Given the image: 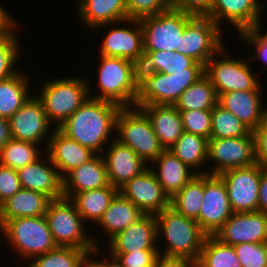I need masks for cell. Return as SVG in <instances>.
<instances>
[{
  "mask_svg": "<svg viewBox=\"0 0 267 267\" xmlns=\"http://www.w3.org/2000/svg\"><path fill=\"white\" fill-rule=\"evenodd\" d=\"M262 165L227 170L218 175L225 183L234 212L258 211V196Z\"/></svg>",
  "mask_w": 267,
  "mask_h": 267,
  "instance_id": "obj_13",
  "label": "cell"
},
{
  "mask_svg": "<svg viewBox=\"0 0 267 267\" xmlns=\"http://www.w3.org/2000/svg\"><path fill=\"white\" fill-rule=\"evenodd\" d=\"M50 201L43 193L21 188L0 205V227L10 219L45 216Z\"/></svg>",
  "mask_w": 267,
  "mask_h": 267,
  "instance_id": "obj_29",
  "label": "cell"
},
{
  "mask_svg": "<svg viewBox=\"0 0 267 267\" xmlns=\"http://www.w3.org/2000/svg\"><path fill=\"white\" fill-rule=\"evenodd\" d=\"M196 61L189 56L176 51H144L137 63V73L185 71Z\"/></svg>",
  "mask_w": 267,
  "mask_h": 267,
  "instance_id": "obj_33",
  "label": "cell"
},
{
  "mask_svg": "<svg viewBox=\"0 0 267 267\" xmlns=\"http://www.w3.org/2000/svg\"><path fill=\"white\" fill-rule=\"evenodd\" d=\"M197 267H242L234 247L207 235L197 261Z\"/></svg>",
  "mask_w": 267,
  "mask_h": 267,
  "instance_id": "obj_38",
  "label": "cell"
},
{
  "mask_svg": "<svg viewBox=\"0 0 267 267\" xmlns=\"http://www.w3.org/2000/svg\"><path fill=\"white\" fill-rule=\"evenodd\" d=\"M144 215L137 206L118 192L96 225L106 233V242H108Z\"/></svg>",
  "mask_w": 267,
  "mask_h": 267,
  "instance_id": "obj_30",
  "label": "cell"
},
{
  "mask_svg": "<svg viewBox=\"0 0 267 267\" xmlns=\"http://www.w3.org/2000/svg\"><path fill=\"white\" fill-rule=\"evenodd\" d=\"M207 148L208 139L184 131L170 151L197 174H207Z\"/></svg>",
  "mask_w": 267,
  "mask_h": 267,
  "instance_id": "obj_34",
  "label": "cell"
},
{
  "mask_svg": "<svg viewBox=\"0 0 267 267\" xmlns=\"http://www.w3.org/2000/svg\"><path fill=\"white\" fill-rule=\"evenodd\" d=\"M183 130L194 135L211 138L212 110L179 111Z\"/></svg>",
  "mask_w": 267,
  "mask_h": 267,
  "instance_id": "obj_42",
  "label": "cell"
},
{
  "mask_svg": "<svg viewBox=\"0 0 267 267\" xmlns=\"http://www.w3.org/2000/svg\"><path fill=\"white\" fill-rule=\"evenodd\" d=\"M124 23L127 26L130 25L127 27ZM114 24L115 26H121L109 28L101 41L102 43H100L99 54L107 57L125 58L137 64L144 52L143 31L140 20L128 18Z\"/></svg>",
  "mask_w": 267,
  "mask_h": 267,
  "instance_id": "obj_16",
  "label": "cell"
},
{
  "mask_svg": "<svg viewBox=\"0 0 267 267\" xmlns=\"http://www.w3.org/2000/svg\"><path fill=\"white\" fill-rule=\"evenodd\" d=\"M155 215H144L136 223L112 237L107 245L108 253H130L139 250H158Z\"/></svg>",
  "mask_w": 267,
  "mask_h": 267,
  "instance_id": "obj_22",
  "label": "cell"
},
{
  "mask_svg": "<svg viewBox=\"0 0 267 267\" xmlns=\"http://www.w3.org/2000/svg\"><path fill=\"white\" fill-rule=\"evenodd\" d=\"M18 174L21 188L43 193L51 200L63 197V178L46 152Z\"/></svg>",
  "mask_w": 267,
  "mask_h": 267,
  "instance_id": "obj_21",
  "label": "cell"
},
{
  "mask_svg": "<svg viewBox=\"0 0 267 267\" xmlns=\"http://www.w3.org/2000/svg\"><path fill=\"white\" fill-rule=\"evenodd\" d=\"M194 15L168 9L154 16L142 18L144 51H176L186 24Z\"/></svg>",
  "mask_w": 267,
  "mask_h": 267,
  "instance_id": "obj_10",
  "label": "cell"
},
{
  "mask_svg": "<svg viewBox=\"0 0 267 267\" xmlns=\"http://www.w3.org/2000/svg\"><path fill=\"white\" fill-rule=\"evenodd\" d=\"M234 213L224 181L218 175L204 174V195L199 225L207 235H214Z\"/></svg>",
  "mask_w": 267,
  "mask_h": 267,
  "instance_id": "obj_15",
  "label": "cell"
},
{
  "mask_svg": "<svg viewBox=\"0 0 267 267\" xmlns=\"http://www.w3.org/2000/svg\"><path fill=\"white\" fill-rule=\"evenodd\" d=\"M20 189L18 171L0 164V205Z\"/></svg>",
  "mask_w": 267,
  "mask_h": 267,
  "instance_id": "obj_46",
  "label": "cell"
},
{
  "mask_svg": "<svg viewBox=\"0 0 267 267\" xmlns=\"http://www.w3.org/2000/svg\"><path fill=\"white\" fill-rule=\"evenodd\" d=\"M222 29L207 16H194L185 26L180 48L176 52L191 57L203 65L225 44Z\"/></svg>",
  "mask_w": 267,
  "mask_h": 267,
  "instance_id": "obj_11",
  "label": "cell"
},
{
  "mask_svg": "<svg viewBox=\"0 0 267 267\" xmlns=\"http://www.w3.org/2000/svg\"><path fill=\"white\" fill-rule=\"evenodd\" d=\"M108 145V149L106 148L102 155L106 163L109 183L118 190L149 168V165L129 146L115 138Z\"/></svg>",
  "mask_w": 267,
  "mask_h": 267,
  "instance_id": "obj_20",
  "label": "cell"
},
{
  "mask_svg": "<svg viewBox=\"0 0 267 267\" xmlns=\"http://www.w3.org/2000/svg\"><path fill=\"white\" fill-rule=\"evenodd\" d=\"M0 233L9 247L16 251L20 261L29 262L58 247L45 216L10 219L0 227Z\"/></svg>",
  "mask_w": 267,
  "mask_h": 267,
  "instance_id": "obj_7",
  "label": "cell"
},
{
  "mask_svg": "<svg viewBox=\"0 0 267 267\" xmlns=\"http://www.w3.org/2000/svg\"><path fill=\"white\" fill-rule=\"evenodd\" d=\"M129 19L141 20L171 9V0H126Z\"/></svg>",
  "mask_w": 267,
  "mask_h": 267,
  "instance_id": "obj_44",
  "label": "cell"
},
{
  "mask_svg": "<svg viewBox=\"0 0 267 267\" xmlns=\"http://www.w3.org/2000/svg\"><path fill=\"white\" fill-rule=\"evenodd\" d=\"M154 267H197V261L185 257L158 255Z\"/></svg>",
  "mask_w": 267,
  "mask_h": 267,
  "instance_id": "obj_50",
  "label": "cell"
},
{
  "mask_svg": "<svg viewBox=\"0 0 267 267\" xmlns=\"http://www.w3.org/2000/svg\"><path fill=\"white\" fill-rule=\"evenodd\" d=\"M18 21L11 14H9L8 10L3 8L0 3V36L7 35L11 33L15 28H19Z\"/></svg>",
  "mask_w": 267,
  "mask_h": 267,
  "instance_id": "obj_51",
  "label": "cell"
},
{
  "mask_svg": "<svg viewBox=\"0 0 267 267\" xmlns=\"http://www.w3.org/2000/svg\"><path fill=\"white\" fill-rule=\"evenodd\" d=\"M140 108L149 117L161 146L170 150L184 132L178 109L174 105H142Z\"/></svg>",
  "mask_w": 267,
  "mask_h": 267,
  "instance_id": "obj_28",
  "label": "cell"
},
{
  "mask_svg": "<svg viewBox=\"0 0 267 267\" xmlns=\"http://www.w3.org/2000/svg\"><path fill=\"white\" fill-rule=\"evenodd\" d=\"M260 0H213L207 17L221 29L228 23L234 27L237 35L244 30L254 28L261 22L262 12L267 9Z\"/></svg>",
  "mask_w": 267,
  "mask_h": 267,
  "instance_id": "obj_19",
  "label": "cell"
},
{
  "mask_svg": "<svg viewBox=\"0 0 267 267\" xmlns=\"http://www.w3.org/2000/svg\"><path fill=\"white\" fill-rule=\"evenodd\" d=\"M203 195L204 174H197L170 199V207L177 213L199 223Z\"/></svg>",
  "mask_w": 267,
  "mask_h": 267,
  "instance_id": "obj_35",
  "label": "cell"
},
{
  "mask_svg": "<svg viewBox=\"0 0 267 267\" xmlns=\"http://www.w3.org/2000/svg\"><path fill=\"white\" fill-rule=\"evenodd\" d=\"M258 211L267 215V167H262L258 196Z\"/></svg>",
  "mask_w": 267,
  "mask_h": 267,
  "instance_id": "obj_52",
  "label": "cell"
},
{
  "mask_svg": "<svg viewBox=\"0 0 267 267\" xmlns=\"http://www.w3.org/2000/svg\"><path fill=\"white\" fill-rule=\"evenodd\" d=\"M45 218L57 246L75 247L88 254L95 247H100L98 237L86 233V224L69 198L51 200Z\"/></svg>",
  "mask_w": 267,
  "mask_h": 267,
  "instance_id": "obj_6",
  "label": "cell"
},
{
  "mask_svg": "<svg viewBox=\"0 0 267 267\" xmlns=\"http://www.w3.org/2000/svg\"><path fill=\"white\" fill-rule=\"evenodd\" d=\"M227 51L228 48L223 46L205 65V75L214 86L217 97L233 91L262 90L261 79L251 69V60L231 57Z\"/></svg>",
  "mask_w": 267,
  "mask_h": 267,
  "instance_id": "obj_9",
  "label": "cell"
},
{
  "mask_svg": "<svg viewBox=\"0 0 267 267\" xmlns=\"http://www.w3.org/2000/svg\"><path fill=\"white\" fill-rule=\"evenodd\" d=\"M12 138L35 144H42L46 150L54 127L46 116L41 101L36 94L23 104L9 119ZM51 127V128H50ZM51 130V131H50ZM48 137V138H47ZM44 139L47 141L43 142ZM44 146V147H43Z\"/></svg>",
  "mask_w": 267,
  "mask_h": 267,
  "instance_id": "obj_14",
  "label": "cell"
},
{
  "mask_svg": "<svg viewBox=\"0 0 267 267\" xmlns=\"http://www.w3.org/2000/svg\"><path fill=\"white\" fill-rule=\"evenodd\" d=\"M85 78L58 77L48 79L39 94L36 95L41 101L48 120L55 128H59L78 108L89 99V85ZM56 124H54L55 122Z\"/></svg>",
  "mask_w": 267,
  "mask_h": 267,
  "instance_id": "obj_5",
  "label": "cell"
},
{
  "mask_svg": "<svg viewBox=\"0 0 267 267\" xmlns=\"http://www.w3.org/2000/svg\"><path fill=\"white\" fill-rule=\"evenodd\" d=\"M12 138L9 121L0 117V149Z\"/></svg>",
  "mask_w": 267,
  "mask_h": 267,
  "instance_id": "obj_54",
  "label": "cell"
},
{
  "mask_svg": "<svg viewBox=\"0 0 267 267\" xmlns=\"http://www.w3.org/2000/svg\"><path fill=\"white\" fill-rule=\"evenodd\" d=\"M205 75V65L195 62L185 71L137 73L134 107L142 105H175L181 94Z\"/></svg>",
  "mask_w": 267,
  "mask_h": 267,
  "instance_id": "obj_3",
  "label": "cell"
},
{
  "mask_svg": "<svg viewBox=\"0 0 267 267\" xmlns=\"http://www.w3.org/2000/svg\"><path fill=\"white\" fill-rule=\"evenodd\" d=\"M214 236L231 246L267 242V215L262 211L234 212Z\"/></svg>",
  "mask_w": 267,
  "mask_h": 267,
  "instance_id": "obj_17",
  "label": "cell"
},
{
  "mask_svg": "<svg viewBox=\"0 0 267 267\" xmlns=\"http://www.w3.org/2000/svg\"><path fill=\"white\" fill-rule=\"evenodd\" d=\"M45 152L58 169L62 178L71 170L81 166L96 155L91 149L68 138L58 128L53 129Z\"/></svg>",
  "mask_w": 267,
  "mask_h": 267,
  "instance_id": "obj_24",
  "label": "cell"
},
{
  "mask_svg": "<svg viewBox=\"0 0 267 267\" xmlns=\"http://www.w3.org/2000/svg\"><path fill=\"white\" fill-rule=\"evenodd\" d=\"M88 256L85 250L58 246L54 250L30 259L24 267H78Z\"/></svg>",
  "mask_w": 267,
  "mask_h": 267,
  "instance_id": "obj_39",
  "label": "cell"
},
{
  "mask_svg": "<svg viewBox=\"0 0 267 267\" xmlns=\"http://www.w3.org/2000/svg\"><path fill=\"white\" fill-rule=\"evenodd\" d=\"M101 247H95L89 254V258L96 264L97 267H124L116 257H113L109 254L108 258L106 259L105 256L102 259H94L95 256H99L101 254ZM93 255V256H92ZM92 256V257H91Z\"/></svg>",
  "mask_w": 267,
  "mask_h": 267,
  "instance_id": "obj_53",
  "label": "cell"
},
{
  "mask_svg": "<svg viewBox=\"0 0 267 267\" xmlns=\"http://www.w3.org/2000/svg\"><path fill=\"white\" fill-rule=\"evenodd\" d=\"M217 103L215 88L210 79L204 75L181 94L174 106L178 111L212 110Z\"/></svg>",
  "mask_w": 267,
  "mask_h": 267,
  "instance_id": "obj_36",
  "label": "cell"
},
{
  "mask_svg": "<svg viewBox=\"0 0 267 267\" xmlns=\"http://www.w3.org/2000/svg\"><path fill=\"white\" fill-rule=\"evenodd\" d=\"M155 165L156 167H154ZM149 168L154 172L157 181L170 199L197 175L170 150H164L149 165Z\"/></svg>",
  "mask_w": 267,
  "mask_h": 267,
  "instance_id": "obj_27",
  "label": "cell"
},
{
  "mask_svg": "<svg viewBox=\"0 0 267 267\" xmlns=\"http://www.w3.org/2000/svg\"><path fill=\"white\" fill-rule=\"evenodd\" d=\"M28 74L20 70L0 81V117L9 119L33 94L29 88L32 79Z\"/></svg>",
  "mask_w": 267,
  "mask_h": 267,
  "instance_id": "obj_32",
  "label": "cell"
},
{
  "mask_svg": "<svg viewBox=\"0 0 267 267\" xmlns=\"http://www.w3.org/2000/svg\"><path fill=\"white\" fill-rule=\"evenodd\" d=\"M100 66L97 68L98 92L89 97L117 104L121 108L134 107L137 94V64L121 57L100 55Z\"/></svg>",
  "mask_w": 267,
  "mask_h": 267,
  "instance_id": "obj_4",
  "label": "cell"
},
{
  "mask_svg": "<svg viewBox=\"0 0 267 267\" xmlns=\"http://www.w3.org/2000/svg\"><path fill=\"white\" fill-rule=\"evenodd\" d=\"M106 163L102 154L71 170L63 178V197L109 186Z\"/></svg>",
  "mask_w": 267,
  "mask_h": 267,
  "instance_id": "obj_25",
  "label": "cell"
},
{
  "mask_svg": "<svg viewBox=\"0 0 267 267\" xmlns=\"http://www.w3.org/2000/svg\"><path fill=\"white\" fill-rule=\"evenodd\" d=\"M44 153L45 149L38 144L11 138L0 149V164L18 171L38 160Z\"/></svg>",
  "mask_w": 267,
  "mask_h": 267,
  "instance_id": "obj_37",
  "label": "cell"
},
{
  "mask_svg": "<svg viewBox=\"0 0 267 267\" xmlns=\"http://www.w3.org/2000/svg\"><path fill=\"white\" fill-rule=\"evenodd\" d=\"M78 18L88 29H99L128 19L126 0H77Z\"/></svg>",
  "mask_w": 267,
  "mask_h": 267,
  "instance_id": "obj_26",
  "label": "cell"
},
{
  "mask_svg": "<svg viewBox=\"0 0 267 267\" xmlns=\"http://www.w3.org/2000/svg\"><path fill=\"white\" fill-rule=\"evenodd\" d=\"M262 94V90L228 92L218 97V103L229 110L251 131H254L263 122L267 113Z\"/></svg>",
  "mask_w": 267,
  "mask_h": 267,
  "instance_id": "obj_23",
  "label": "cell"
},
{
  "mask_svg": "<svg viewBox=\"0 0 267 267\" xmlns=\"http://www.w3.org/2000/svg\"><path fill=\"white\" fill-rule=\"evenodd\" d=\"M155 218L157 245L163 238L166 241L165 248L159 249L158 253L167 257H185L198 261L207 237L199 223L177 213L171 207L156 214Z\"/></svg>",
  "mask_w": 267,
  "mask_h": 267,
  "instance_id": "obj_2",
  "label": "cell"
},
{
  "mask_svg": "<svg viewBox=\"0 0 267 267\" xmlns=\"http://www.w3.org/2000/svg\"><path fill=\"white\" fill-rule=\"evenodd\" d=\"M120 109L112 102L89 97L58 129L96 154H102L106 145L115 138L116 117Z\"/></svg>",
  "mask_w": 267,
  "mask_h": 267,
  "instance_id": "obj_1",
  "label": "cell"
},
{
  "mask_svg": "<svg viewBox=\"0 0 267 267\" xmlns=\"http://www.w3.org/2000/svg\"><path fill=\"white\" fill-rule=\"evenodd\" d=\"M115 139L150 165L163 151L151 121L139 107H123L116 117Z\"/></svg>",
  "mask_w": 267,
  "mask_h": 267,
  "instance_id": "obj_8",
  "label": "cell"
},
{
  "mask_svg": "<svg viewBox=\"0 0 267 267\" xmlns=\"http://www.w3.org/2000/svg\"><path fill=\"white\" fill-rule=\"evenodd\" d=\"M17 34L18 30L15 28L11 33L0 36V81L10 78L19 71L16 66L23 48Z\"/></svg>",
  "mask_w": 267,
  "mask_h": 267,
  "instance_id": "obj_41",
  "label": "cell"
},
{
  "mask_svg": "<svg viewBox=\"0 0 267 267\" xmlns=\"http://www.w3.org/2000/svg\"><path fill=\"white\" fill-rule=\"evenodd\" d=\"M262 22H259L253 29L257 32V34L264 40V41H266L267 42V32L265 31L264 33H263V29L264 28H262ZM262 28V29H261Z\"/></svg>",
  "mask_w": 267,
  "mask_h": 267,
  "instance_id": "obj_55",
  "label": "cell"
},
{
  "mask_svg": "<svg viewBox=\"0 0 267 267\" xmlns=\"http://www.w3.org/2000/svg\"><path fill=\"white\" fill-rule=\"evenodd\" d=\"M238 36L239 40L244 43L246 42V46L248 45L251 50H255V54L253 53L251 56H248L249 59L252 61H256L257 58L260 59V61L262 60L267 69V42L264 41L253 28L241 31Z\"/></svg>",
  "mask_w": 267,
  "mask_h": 267,
  "instance_id": "obj_47",
  "label": "cell"
},
{
  "mask_svg": "<svg viewBox=\"0 0 267 267\" xmlns=\"http://www.w3.org/2000/svg\"><path fill=\"white\" fill-rule=\"evenodd\" d=\"M250 132L248 127L219 103L213 107L211 138L243 137Z\"/></svg>",
  "mask_w": 267,
  "mask_h": 267,
  "instance_id": "obj_40",
  "label": "cell"
},
{
  "mask_svg": "<svg viewBox=\"0 0 267 267\" xmlns=\"http://www.w3.org/2000/svg\"><path fill=\"white\" fill-rule=\"evenodd\" d=\"M213 0H171V9L194 16H206Z\"/></svg>",
  "mask_w": 267,
  "mask_h": 267,
  "instance_id": "obj_48",
  "label": "cell"
},
{
  "mask_svg": "<svg viewBox=\"0 0 267 267\" xmlns=\"http://www.w3.org/2000/svg\"><path fill=\"white\" fill-rule=\"evenodd\" d=\"M119 192L145 215H156L170 207L169 196L150 168L128 181Z\"/></svg>",
  "mask_w": 267,
  "mask_h": 267,
  "instance_id": "obj_18",
  "label": "cell"
},
{
  "mask_svg": "<svg viewBox=\"0 0 267 267\" xmlns=\"http://www.w3.org/2000/svg\"><path fill=\"white\" fill-rule=\"evenodd\" d=\"M215 163L207 174L221 173L239 167L256 164L255 137L253 131L247 136L236 138H210L207 148V163Z\"/></svg>",
  "mask_w": 267,
  "mask_h": 267,
  "instance_id": "obj_12",
  "label": "cell"
},
{
  "mask_svg": "<svg viewBox=\"0 0 267 267\" xmlns=\"http://www.w3.org/2000/svg\"><path fill=\"white\" fill-rule=\"evenodd\" d=\"M118 192L117 188L109 185L73 194L69 199L74 203L84 222L96 225Z\"/></svg>",
  "mask_w": 267,
  "mask_h": 267,
  "instance_id": "obj_31",
  "label": "cell"
},
{
  "mask_svg": "<svg viewBox=\"0 0 267 267\" xmlns=\"http://www.w3.org/2000/svg\"><path fill=\"white\" fill-rule=\"evenodd\" d=\"M256 162L267 167V113L263 122L253 131Z\"/></svg>",
  "mask_w": 267,
  "mask_h": 267,
  "instance_id": "obj_49",
  "label": "cell"
},
{
  "mask_svg": "<svg viewBox=\"0 0 267 267\" xmlns=\"http://www.w3.org/2000/svg\"><path fill=\"white\" fill-rule=\"evenodd\" d=\"M159 250H139L130 253H109L124 267H154Z\"/></svg>",
  "mask_w": 267,
  "mask_h": 267,
  "instance_id": "obj_45",
  "label": "cell"
},
{
  "mask_svg": "<svg viewBox=\"0 0 267 267\" xmlns=\"http://www.w3.org/2000/svg\"><path fill=\"white\" fill-rule=\"evenodd\" d=\"M78 267H97L96 264L87 256Z\"/></svg>",
  "mask_w": 267,
  "mask_h": 267,
  "instance_id": "obj_56",
  "label": "cell"
},
{
  "mask_svg": "<svg viewBox=\"0 0 267 267\" xmlns=\"http://www.w3.org/2000/svg\"><path fill=\"white\" fill-rule=\"evenodd\" d=\"M242 267H267V242L234 245Z\"/></svg>",
  "mask_w": 267,
  "mask_h": 267,
  "instance_id": "obj_43",
  "label": "cell"
}]
</instances>
